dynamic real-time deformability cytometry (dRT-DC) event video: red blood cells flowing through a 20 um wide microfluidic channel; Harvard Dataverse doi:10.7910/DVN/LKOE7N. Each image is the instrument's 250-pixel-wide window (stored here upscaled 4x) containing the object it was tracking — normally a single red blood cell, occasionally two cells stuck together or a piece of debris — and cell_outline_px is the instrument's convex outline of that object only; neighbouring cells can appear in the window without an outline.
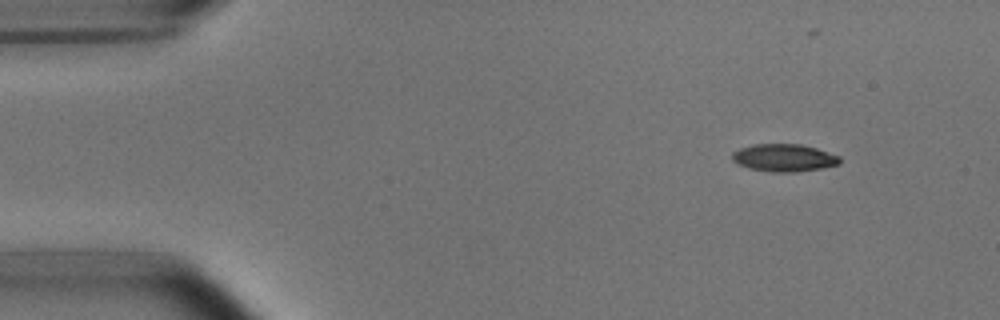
{"species": "common noctule bat (a hibernating species)", "species_latin": "Nyctalus noctula", "temperature_condition": "room temperature", "stored_images_in_passage": 42, "camera_frame_rate_fps": 3000, "um_per_image_px": 0.085, "animal": {"sex": "male", "body_mass_g": 15.6}, "frame": {"image": 1, "passage_image": 5, "time_ms": 1.333, "image_size_px": [1000, 320], "cell_outline_px": [[840, 164], [820, 168], [796, 172], [772, 172], [748, 168], [732, 160], [732, 152], [740, 148], [752, 144], [800, 144], [816, 148], [840, 156]], "centroid_in_image_um": [66.63, 13.41], "position_along_channel_um": 18.4, "area_um2": 17.22}}
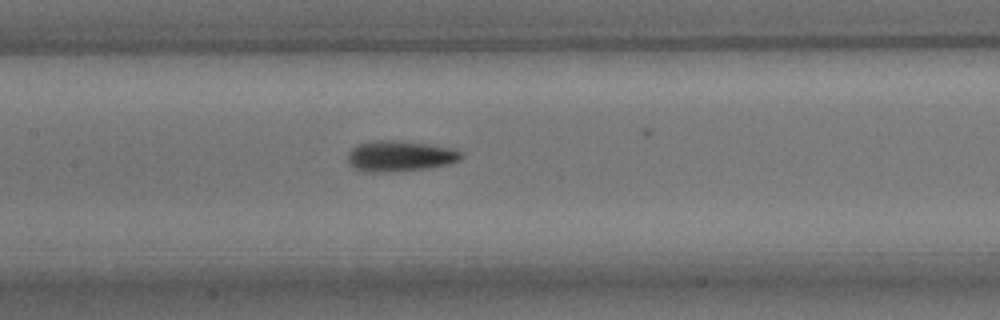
{"frame": {"image": 2, "passage_image": 24, "time_ms": 7.667, "image_size_px": [1000, 320], "cell_outline_px": [[464, 156], [460, 160], [448, 164], [424, 168], [376, 172], [372, 172], [356, 168], [348, 160], [348, 152], [356, 144], [372, 140], [400, 140], [428, 144], [452, 148], [460, 152]], "centroid_in_image_um": [34.0, 13.23], "position_along_channel_um": 173.4, "area_um2": 20.0}}
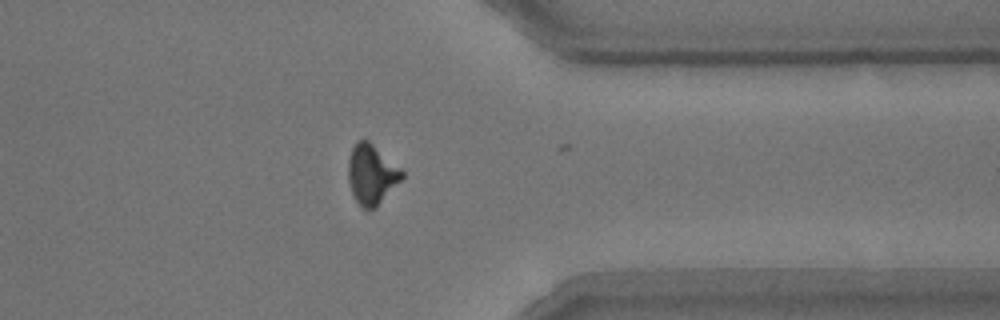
{"frame": {"image": 3, "passage_image": 41, "time_ms": 13.333, "image_size_px": [1000, 320], "cell_outline_px": [[404, 176], [376, 208], [368, 212], [360, 208], [352, 192], [348, 180], [348, 160], [352, 148], [356, 140], [368, 140], [400, 168], [404, 172]], "centroid_in_image_um": [31.56, 14.86], "position_along_channel_um": 379.8, "area_um2": 18.79}, "authors_computed_cell_mechanics": {"area_um2": 18.3226, "velocity_mm_per_s": 3.7957, "shape_relaxation_time_tau1_ms": 3.3419, "shape_relaxation_time_tau2_ms": 2.1466, "deformation_change_tau1": 0.1512, "deformation_change_tau2": 0.0999}}